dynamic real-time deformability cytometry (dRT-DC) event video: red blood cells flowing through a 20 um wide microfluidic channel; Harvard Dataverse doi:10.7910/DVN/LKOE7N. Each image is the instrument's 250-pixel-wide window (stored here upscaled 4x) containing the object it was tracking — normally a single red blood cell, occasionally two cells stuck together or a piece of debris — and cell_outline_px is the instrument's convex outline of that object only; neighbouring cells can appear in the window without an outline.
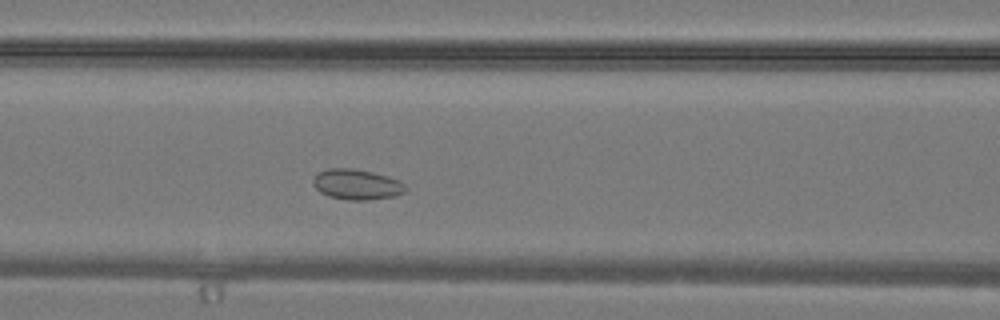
{"species": "common noctule bat (a hibernating species)", "species_latin": "Nyctalus noctula", "temperature_condition": "warm", "stored_images_in_passage": 30, "camera_frame_rate_fps": 3000, "um_per_image_px": 0.085, "animal": {"sex": "male", "body_mass_g": 19.2, "forearm_length_mm": 51.8}, "frame": {"image": 1, "passage_image": 9, "time_ms": 2.667, "image_size_px": [1000, 320], "cell_outline_px": [[408, 188], [404, 192], [396, 196], [368, 200], [348, 200], [328, 196], [320, 192], [312, 184], [312, 180], [316, 172], [328, 168], [352, 168], [372, 172], [400, 180]], "centroid_in_image_um": [30.3, 15.67], "position_along_channel_um": 136.3, "area_um2": 16.59}}
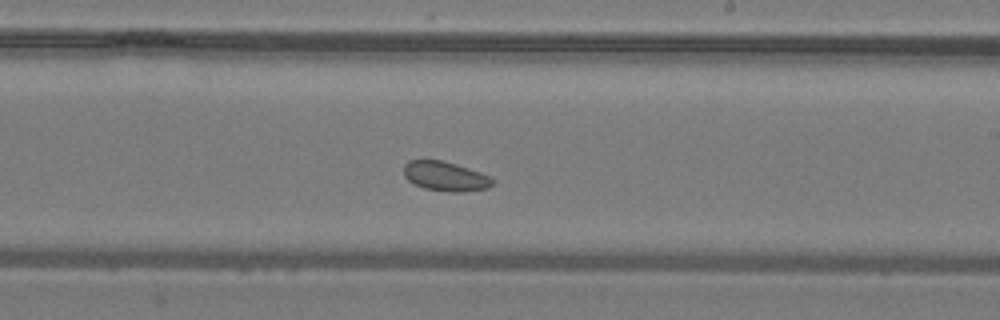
{"frame": {"image": 2, "passage_image": 15, "time_ms": 4.667, "image_size_px": [1000, 320], "cell_outline_px": [[496, 180], [488, 188], [464, 192], [452, 192], [424, 188], [412, 184], [404, 176], [404, 164], [408, 160], [440, 160], [456, 164], [480, 172]], "centroid_in_image_um": [37.84, 14.99], "position_along_channel_um": 251.2, "area_um2": 15.32}}
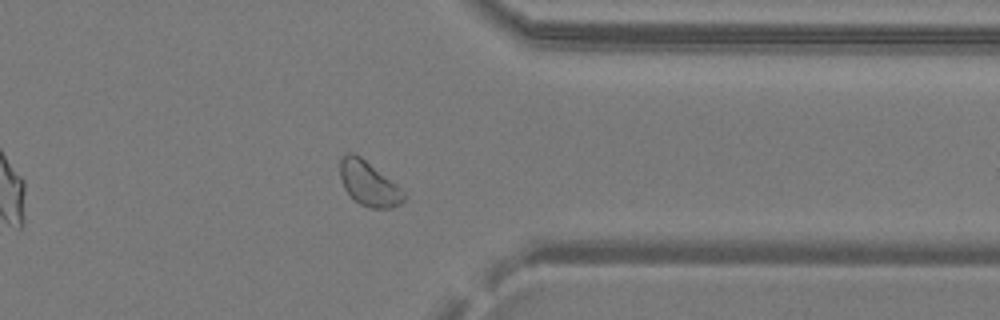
{"frame": {"image": 3, "passage_image": 22, "time_ms": 7.0, "image_size_px": [1000, 320], "cell_outline_px": [[408, 196], [400, 204], [392, 208], [368, 208], [360, 204], [344, 188], [340, 176], [340, 160], [348, 152], [352, 152], [360, 156], [396, 184]], "centroid_in_image_um": [31.36, 15.62], "position_along_channel_um": 380.0, "area_um2": 16.36}}